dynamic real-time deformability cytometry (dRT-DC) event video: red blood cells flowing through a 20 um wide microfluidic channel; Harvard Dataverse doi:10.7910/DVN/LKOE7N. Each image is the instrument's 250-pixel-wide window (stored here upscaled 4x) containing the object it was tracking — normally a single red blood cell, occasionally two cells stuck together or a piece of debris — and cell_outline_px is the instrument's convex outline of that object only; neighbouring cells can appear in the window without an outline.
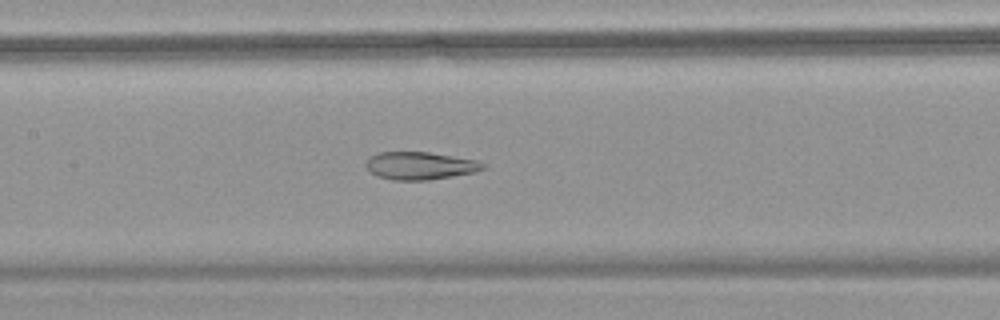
{"species": "common noctule bat (a hibernating species)", "species_latin": "Nyctalus noctula", "temperature_condition": "warm", "stored_images_in_passage": 41, "camera_frame_rate_fps": 3000, "um_per_image_px": 0.085, "animal": {"sex": "female", "body_mass_g": 18.4}, "frame": {"image": 1, "passage_image": 13, "time_ms": 4.0, "image_size_px": [1000, 320], "cell_outline_px": [[488, 168], [472, 172], [452, 176], [428, 180], [392, 180], [376, 176], [364, 164], [372, 156], [380, 152], [428, 152], [476, 160], [488, 164]], "centroid_in_image_um": [35.74, 14.09], "position_along_channel_um": 171.7, "area_um2": 18.79}}
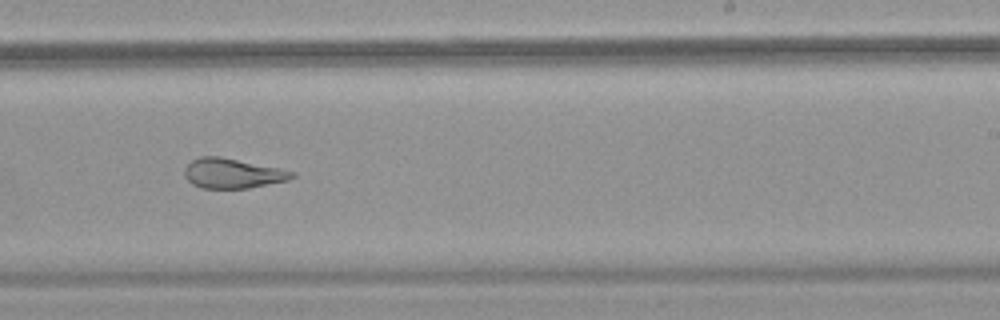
{"frame": {"image": 2, "passage_image": 21, "time_ms": 6.667, "image_size_px": [1000, 320], "cell_outline_px": [[296, 176], [288, 180], [248, 188], [200, 188], [192, 184], [184, 176], [184, 168], [192, 160], [200, 156], [220, 156], [296, 172]], "centroid_in_image_um": [19.73, 14.73], "position_along_channel_um": 269.3, "area_um2": 18.61}}
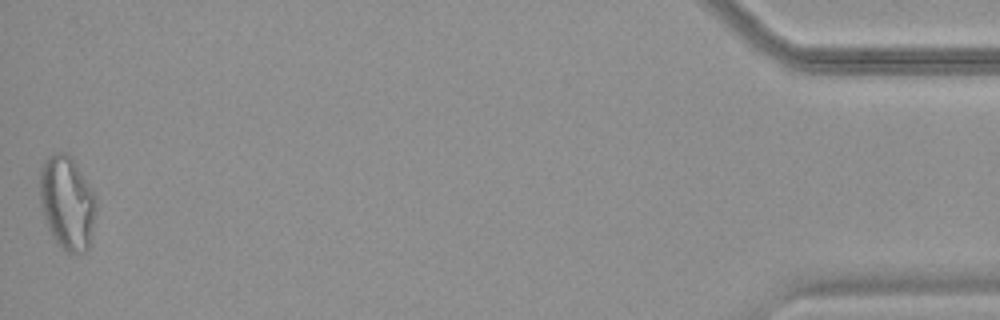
{"frame": {"image": 3, "passage_image": 41, "time_ms": 13.333, "image_size_px": [1000, 320], "cell_outline_px": [[92, 236], [88, 248], [84, 252], [64, 252], [52, 236], [48, 228], [44, 216], [40, 200], [40, 172], [44, 160], [48, 156], [56, 152], [64, 152], [76, 164], [92, 192]], "centroid_in_image_um": [5.64, 17.25], "position_along_channel_um": 429.6, "area_um2": 29.59}, "authors_computed_cell_mechanics": {"area_um2": 20.6924, "velocity_mm_per_s": 3.6745, "shape_relaxation_time_tau1_ms": null, "shape_relaxation_time_tau2_ms": 1.6344, "deformation_change_tau1": null, "deformation_change_tau2": 0.0849}}